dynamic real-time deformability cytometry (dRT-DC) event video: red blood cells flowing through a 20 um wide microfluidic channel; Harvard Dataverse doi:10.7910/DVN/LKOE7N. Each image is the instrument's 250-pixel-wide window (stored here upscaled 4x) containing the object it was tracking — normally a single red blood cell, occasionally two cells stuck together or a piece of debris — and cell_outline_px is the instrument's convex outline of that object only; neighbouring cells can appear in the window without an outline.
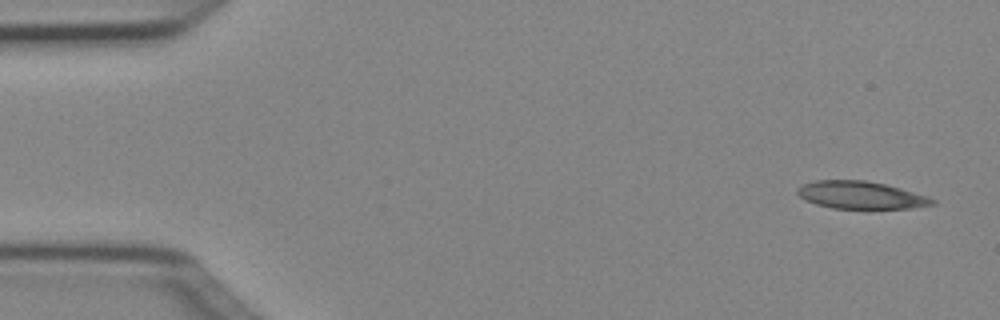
{"species": "Egyptian fruit bat (a non-hibernating species)", "species_latin": "Rousettus aegyptiacus", "temperature_condition": "cold", "stored_images_in_passage": 4, "camera_frame_rate_fps": 3000, "um_per_image_px": 0.085, "animal": {"sex": "female"}, "frame": {"image": 1, "passage_image": 1, "time_ms": 0.0, "image_size_px": [1000, 320], "cell_outline_px": [[936, 204], [912, 208], [832, 208], [816, 204], [800, 196], [796, 192], [796, 188], [804, 184], [816, 180], [864, 180], [884, 184], [900, 188], [928, 196], [936, 200]], "centroid_in_image_um": [73.19, 16.58], "position_along_channel_um": 11.8, "area_um2": 21.44}}
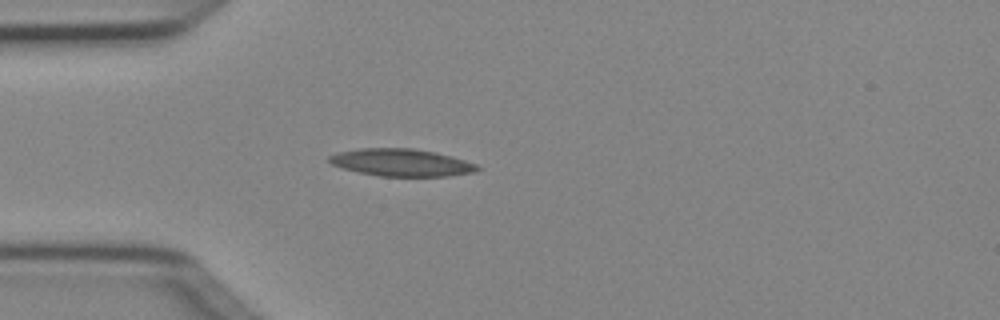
{"frame": {"image": 2, "passage_image": 4, "time_ms": 1.0, "image_size_px": [1000, 320], "cell_outline_px": [[480, 168], [476, 172], [448, 176], [380, 176], [360, 172], [344, 168], [332, 164], [328, 160], [328, 156], [336, 152], [360, 148], [412, 148], [436, 152], [452, 156], [476, 164]], "centroid_in_image_um": [34.12, 13.81], "position_along_channel_um": 50.9, "area_um2": 23.58}}